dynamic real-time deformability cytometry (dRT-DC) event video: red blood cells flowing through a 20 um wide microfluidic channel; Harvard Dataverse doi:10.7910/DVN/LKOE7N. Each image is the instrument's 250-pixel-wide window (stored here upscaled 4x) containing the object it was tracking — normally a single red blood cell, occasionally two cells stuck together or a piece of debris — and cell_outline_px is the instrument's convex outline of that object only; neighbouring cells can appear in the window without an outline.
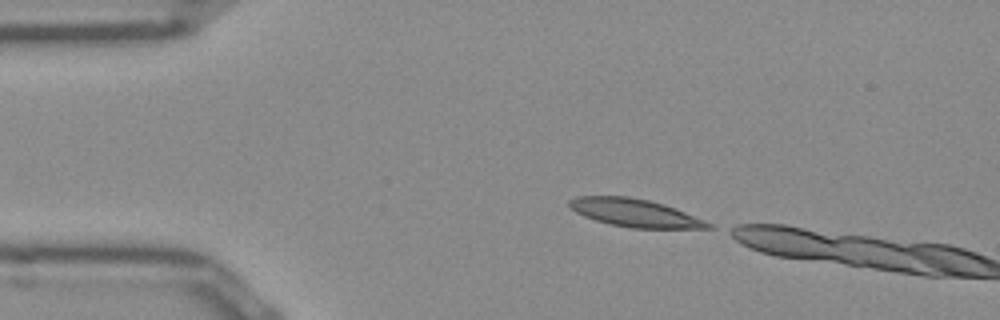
{"species": "Egyptian fruit bat (a non-hibernating species)", "species_latin": "Rousettus aegyptiacus", "temperature_condition": "room temperature", "stored_images_in_passage": 3, "camera_frame_rate_fps": 3000, "um_per_image_px": 0.085, "frame": {"image": 1, "passage_image": 1, "time_ms": 0.0, "image_size_px": [1000, 320], "cell_outline_px": [[716, 228], [632, 228], [612, 224], [596, 220], [584, 216], [576, 212], [568, 204], [568, 200], [576, 196], [628, 196], [648, 200], [664, 204], [704, 220], [712, 224]], "centroid_in_image_um": [53.95, 18.09], "position_along_channel_um": 31.0, "area_um2": 22.31}}